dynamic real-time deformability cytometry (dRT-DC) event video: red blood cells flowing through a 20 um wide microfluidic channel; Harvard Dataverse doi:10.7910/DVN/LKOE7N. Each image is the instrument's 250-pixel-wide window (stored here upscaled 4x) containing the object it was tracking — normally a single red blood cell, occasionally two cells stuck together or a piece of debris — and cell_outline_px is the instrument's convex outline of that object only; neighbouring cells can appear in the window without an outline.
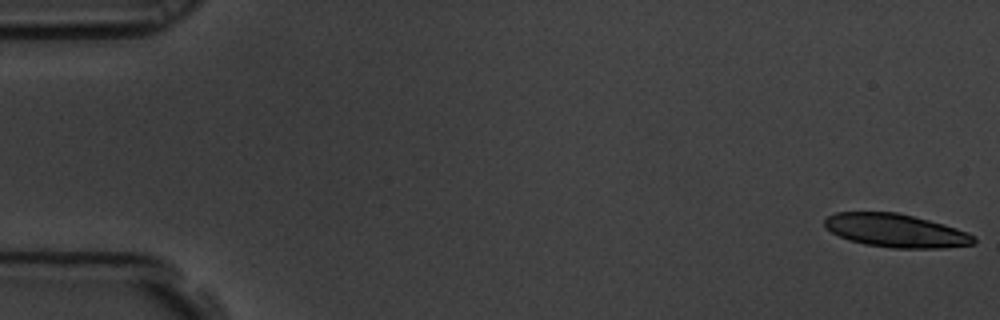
{"species": "common noctule bat (a hibernating species)", "species_latin": "Nyctalus noctula", "temperature_condition": "room temperature", "stored_images_in_passage": 5, "camera_frame_rate_fps": 3000, "um_per_image_px": 0.085, "animal": {"sex": "male", "body_mass_g": 19.5, "forearm_length_mm": 54.6}, "frame": {"image": 1, "passage_image": 1, "time_ms": 0.0, "image_size_px": [1000, 320], "cell_outline_px": [[976, 244], [944, 248], [892, 248], [864, 244], [848, 240], [824, 228], [824, 220], [828, 216], [836, 212], [896, 212], [944, 224], [968, 232], [976, 236]], "centroid_in_image_um": [76.16, 19.61], "position_along_channel_um": 8.8, "area_um2": 29.13}}